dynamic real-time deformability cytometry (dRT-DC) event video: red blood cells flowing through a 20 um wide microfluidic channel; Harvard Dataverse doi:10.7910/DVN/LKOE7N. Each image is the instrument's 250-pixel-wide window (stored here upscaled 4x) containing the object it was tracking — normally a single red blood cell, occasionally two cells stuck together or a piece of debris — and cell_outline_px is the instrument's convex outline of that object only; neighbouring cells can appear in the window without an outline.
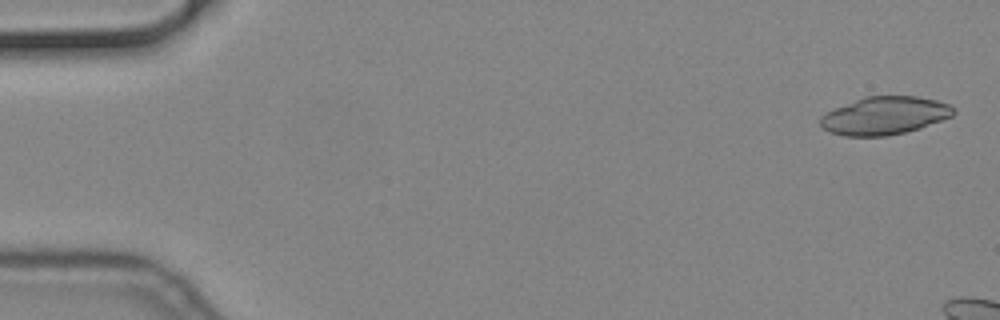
{"species": "common noctule bat (a hibernating species)", "species_latin": "Nyctalus noctula", "temperature_condition": "cold", "stored_images_in_passage": 4, "camera_frame_rate_fps": 3000, "um_per_image_px": 0.085, "animal": {"sex": "male", "body_mass_g": 19.2, "forearm_length_mm": 51.8}, "frame": {"image": 1, "passage_image": 2, "time_ms": 0.333, "image_size_px": [1000, 320], "cell_outline_px": [[956, 112], [952, 116], [920, 128], [888, 136], [844, 136], [828, 132], [820, 124], [820, 116], [836, 108], [864, 96], [916, 96], [936, 100], [948, 104]], "centroid_in_image_um": [75.18, 9.83], "position_along_channel_um": 9.8, "area_um2": 29.25}}